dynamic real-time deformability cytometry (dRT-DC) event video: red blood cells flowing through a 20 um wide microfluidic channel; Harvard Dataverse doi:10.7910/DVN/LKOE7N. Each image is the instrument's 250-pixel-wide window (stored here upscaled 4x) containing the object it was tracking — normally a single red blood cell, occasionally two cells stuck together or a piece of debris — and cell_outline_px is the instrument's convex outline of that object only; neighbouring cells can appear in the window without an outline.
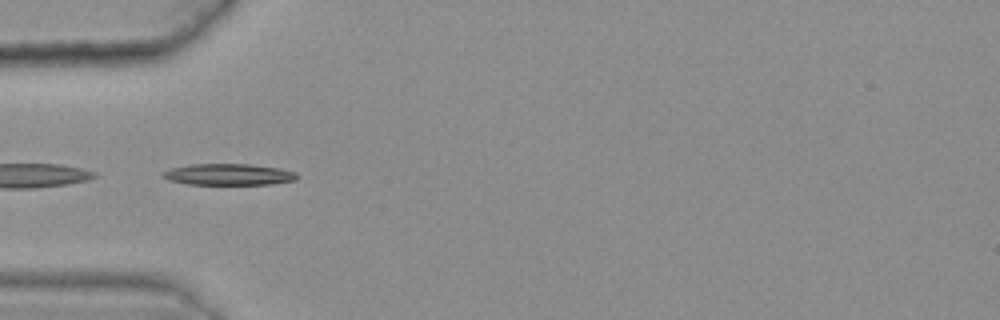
{"species": "common noctule bat (a hibernating species)", "species_latin": "Nyctalus noctula", "temperature_condition": "warm", "stored_images_in_passage": 13, "camera_frame_rate_fps": 3000, "um_per_image_px": 0.085, "animal": {"sex": "female", "body_mass_g": 25.1}, "frame": {"image": 1, "passage_image": 8, "time_ms": 2.333, "image_size_px": [1000, 320], "cell_outline_px": [[296, 180], [272, 184], [188, 184], [168, 180], [160, 176], [164, 172], [172, 168], [192, 164], [248, 164], [280, 168], [296, 172]], "centroid_in_image_um": [19.43, 14.83], "position_along_channel_um": 65.6, "area_um2": 16.59}}